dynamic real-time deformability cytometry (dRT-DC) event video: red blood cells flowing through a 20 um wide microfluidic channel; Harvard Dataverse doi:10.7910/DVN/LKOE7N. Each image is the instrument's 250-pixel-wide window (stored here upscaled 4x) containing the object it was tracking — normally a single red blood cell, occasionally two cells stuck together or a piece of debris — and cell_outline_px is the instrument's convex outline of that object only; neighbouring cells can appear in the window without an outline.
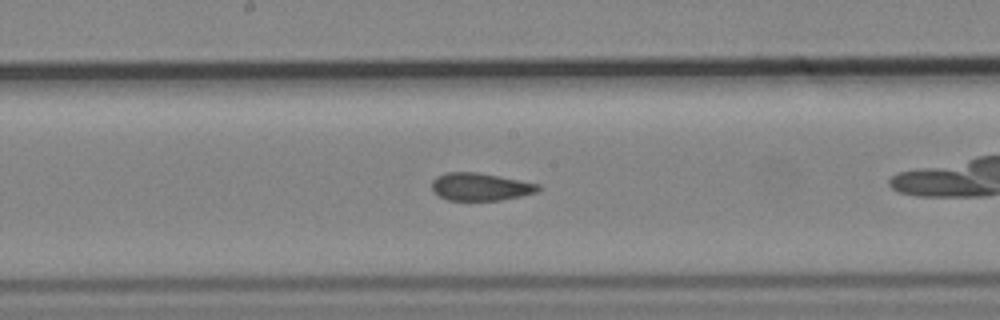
{"species": "common noctule bat (a hibernating species)", "species_latin": "Nyctalus noctula", "temperature_condition": "cold", "stored_images_in_passage": 34, "camera_frame_rate_fps": 3000, "um_per_image_px": 0.085, "animal": {"sex": "male", "body_mass_g": 19.2, "forearm_length_mm": 51.8}, "frame": {"image": 1, "passage_image": 15, "time_ms": 4.667, "image_size_px": [1000, 320], "cell_outline_px": [[540, 188], [536, 192], [520, 196], [500, 200], [448, 200], [440, 196], [432, 188], [432, 180], [436, 176], [444, 172], [476, 172], [500, 176], [540, 184]], "centroid_in_image_um": [40.82, 15.86], "position_along_channel_um": 207.4, "area_um2": 17.05}, "authors_computed_cell_mechanics": {"area_um2": 17.7157, "velocity_mm_per_s": 3.7026, "shape_relaxation_time_tau1_ms": null, "shape_relaxation_time_tau2_ms": 1.5173, "deformation_change_tau1": null, "deformation_change_tau2": 0.0625}}